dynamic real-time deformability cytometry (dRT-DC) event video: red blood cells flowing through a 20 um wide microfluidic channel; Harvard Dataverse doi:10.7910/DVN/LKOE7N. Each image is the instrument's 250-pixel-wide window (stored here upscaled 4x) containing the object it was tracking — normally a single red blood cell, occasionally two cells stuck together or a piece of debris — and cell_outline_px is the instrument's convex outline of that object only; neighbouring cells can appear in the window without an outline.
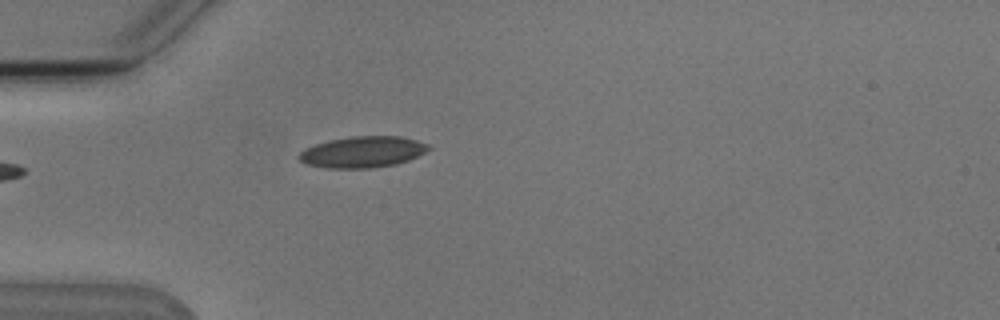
{"species": "Egyptian fruit bat (a non-hibernating species)", "species_latin": "Rousettus aegyptiacus", "temperature_condition": "cold", "stored_images_in_passage": 2, "camera_frame_rate_fps": 3000, "um_per_image_px": 0.085, "animal": {"sex": "male"}, "frame": {"image": 1, "passage_image": 2, "time_ms": 1.0, "image_size_px": [1000, 320], "cell_outline_px": [[432, 148], [408, 160], [396, 164], [372, 168], [328, 168], [304, 164], [296, 156], [304, 148], [316, 144], [332, 140], [352, 136], [400, 136], [416, 140], [428, 144]], "centroid_in_image_um": [30.8, 12.92], "position_along_channel_um": 54.2, "area_um2": 23.52}}